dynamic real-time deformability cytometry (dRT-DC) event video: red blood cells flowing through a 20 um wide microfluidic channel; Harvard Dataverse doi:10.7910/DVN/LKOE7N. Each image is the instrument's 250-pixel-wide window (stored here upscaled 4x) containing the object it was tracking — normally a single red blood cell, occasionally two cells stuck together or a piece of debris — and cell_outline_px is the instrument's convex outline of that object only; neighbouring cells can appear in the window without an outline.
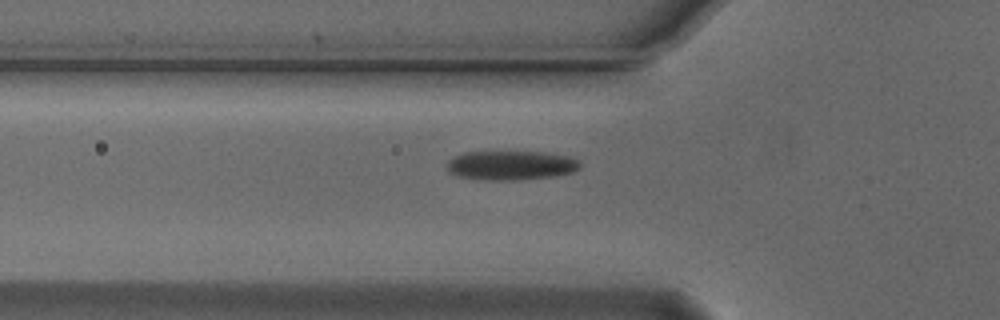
{"species": "Egyptian fruit bat (a non-hibernating species)", "species_latin": "Rousettus aegyptiacus", "temperature_condition": "cold", "stored_images_in_passage": 38, "camera_frame_rate_fps": 3000, "um_per_image_px": 0.085, "animal": {"sex": "male"}, "frame": {"image": 1, "passage_image": 2, "time_ms": 0.333, "image_size_px": [1000, 320], "cell_outline_px": [[580, 168], [572, 172], [552, 176], [512, 180], [488, 180], [456, 176], [448, 172], [448, 160], [452, 156], [464, 152], [544, 152], [568, 156], [580, 160]], "centroid_in_image_um": [43.41, 14.04], "position_along_channel_um": 82.4, "area_um2": 22.66}}
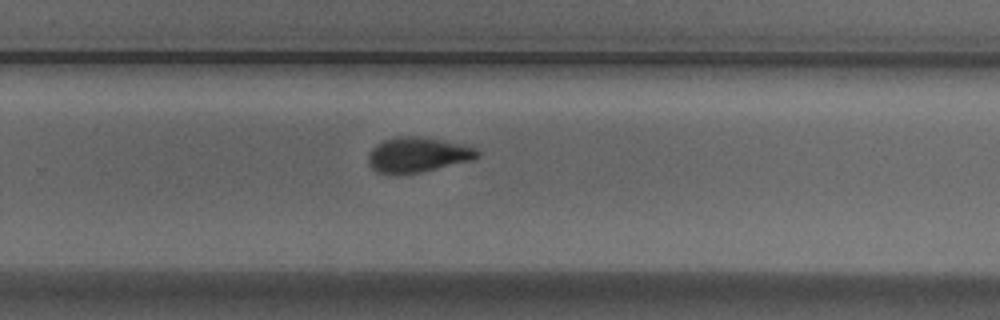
{"frame": {"image": 2, "passage_image": 19, "time_ms": 6.0, "image_size_px": [1000, 320], "cell_outline_px": [[480, 156], [476, 160], [420, 172], [392, 176], [376, 172], [368, 164], [368, 152], [376, 144], [384, 140], [396, 136], [416, 136], [444, 140], [464, 144], [476, 148], [480, 152]], "centroid_in_image_um": [35.51, 13.17], "position_along_channel_um": 294.3, "area_um2": 22.95}}
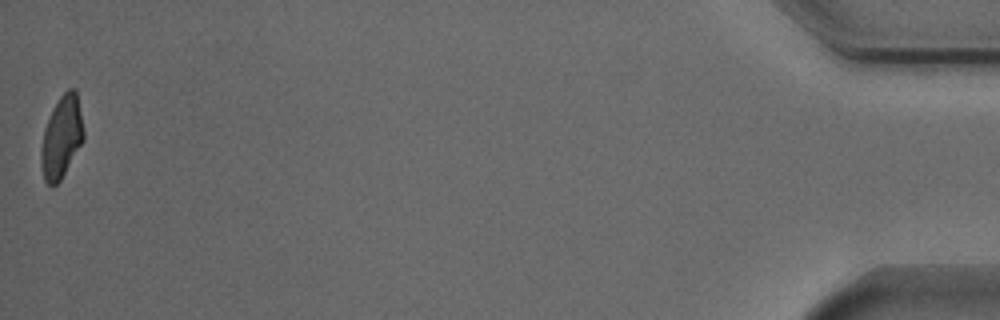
{"frame": {"image": 3, "passage_image": 38, "time_ms": 12.333, "image_size_px": [1000, 320], "cell_outline_px": [[84, 140], [60, 180], [52, 188], [44, 180], [40, 164], [40, 148], [44, 128], [52, 108], [60, 96], [68, 88], [76, 88], [84, 128]], "centroid_in_image_um": [5.22, 11.64], "position_along_channel_um": 430.0, "area_um2": 20.63}, "authors_computed_cell_mechanics": {"area_um2": 22.253, "velocity_mm_per_s": 3.7394, "shape_relaxation_time_tau1_ms": 3.2632, "shape_relaxation_time_tau2_ms": 1.7485, "deformation_change_tau1": 0.1369, "deformation_change_tau2": 0.059}}